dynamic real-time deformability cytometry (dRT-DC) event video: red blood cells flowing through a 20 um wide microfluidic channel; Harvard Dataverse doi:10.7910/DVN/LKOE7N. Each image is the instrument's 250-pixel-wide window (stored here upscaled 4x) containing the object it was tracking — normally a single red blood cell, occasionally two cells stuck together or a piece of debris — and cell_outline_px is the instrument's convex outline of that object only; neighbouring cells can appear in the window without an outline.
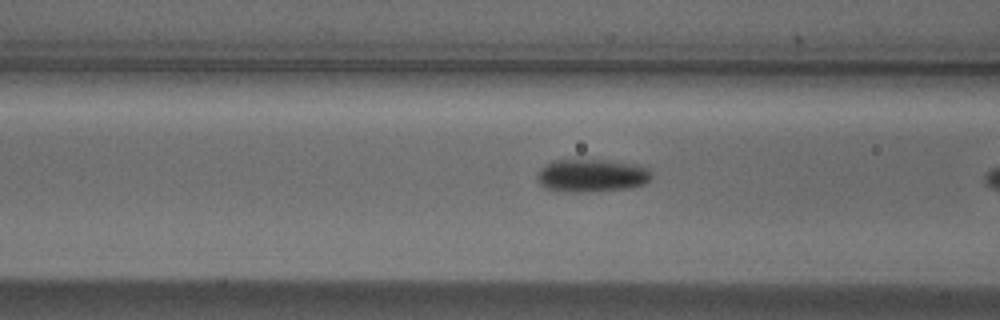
{"species": "Egyptian fruit bat (a non-hibernating species)", "species_latin": "Rousettus aegyptiacus", "temperature_condition": "cold", "stored_images_in_passage": 8, "camera_frame_rate_fps": 3000, "um_per_image_px": 0.085, "animal": {"sex": "male"}, "frame": {"image": 1, "passage_image": 7, "time_ms": 2.0, "image_size_px": [1000, 320], "cell_outline_px": [[652, 176], [644, 184], [632, 188], [580, 192], [572, 192], [544, 188], [536, 180], [536, 176], [540, 168], [544, 164], [552, 160], [608, 160], [632, 164], [648, 168]], "centroid_in_image_um": [50.25, 14.92], "position_along_channel_um": 116.4, "area_um2": 21.96}}